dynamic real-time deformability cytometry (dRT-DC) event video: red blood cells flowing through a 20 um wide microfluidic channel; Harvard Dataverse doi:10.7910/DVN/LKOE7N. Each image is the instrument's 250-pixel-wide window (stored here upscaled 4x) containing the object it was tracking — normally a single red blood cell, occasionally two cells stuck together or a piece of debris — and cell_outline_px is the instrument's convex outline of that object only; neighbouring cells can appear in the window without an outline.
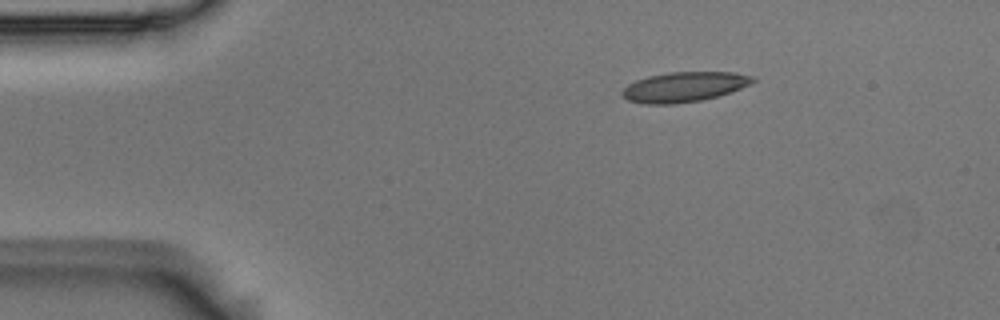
{"species": "Egyptian fruit bat (a non-hibernating species)", "species_latin": "Rousettus aegyptiacus", "temperature_condition": "room temperature", "stored_images_in_passage": 3, "camera_frame_rate_fps": 3000, "um_per_image_px": 0.085, "animal": {"sex": "male"}, "frame": {"image": 1, "passage_image": 1, "time_ms": 0.0, "image_size_px": [1000, 320], "cell_outline_px": [[756, 80], [740, 88], [716, 96], [700, 100], [676, 104], [648, 104], [628, 100], [620, 92], [628, 84], [636, 80], [648, 76], [668, 72], [736, 72], [752, 76]], "centroid_in_image_um": [58.12, 7.38], "position_along_channel_um": 26.9, "area_um2": 22.54}}